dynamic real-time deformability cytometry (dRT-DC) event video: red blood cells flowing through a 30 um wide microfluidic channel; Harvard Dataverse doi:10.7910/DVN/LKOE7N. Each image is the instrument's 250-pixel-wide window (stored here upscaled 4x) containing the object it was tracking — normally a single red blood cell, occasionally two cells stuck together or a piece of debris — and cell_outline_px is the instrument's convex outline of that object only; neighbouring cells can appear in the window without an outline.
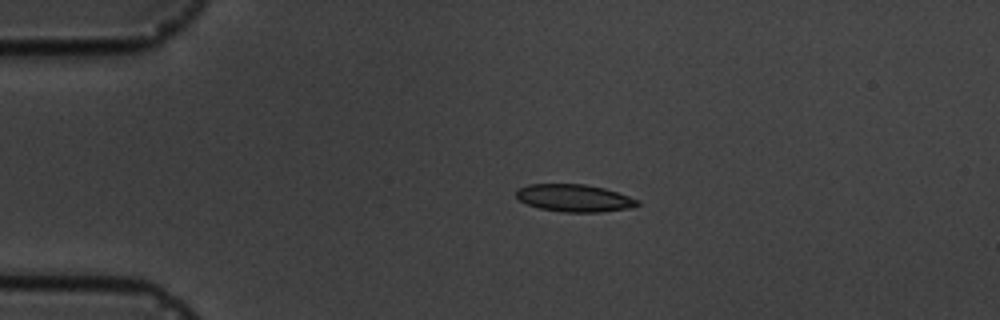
{"species": "common noctule bat (a hibernating species)", "species_latin": "Nyctalus noctula", "temperature_condition": "cold", "stored_images_in_passage": 5, "camera_frame_rate_fps": 3000, "um_per_image_px": 0.085, "animal": {"sex": "male", "body_mass_g": 19.5, "forearm_length_mm": 54.6}, "frame": {"image": 1, "passage_image": 4, "time_ms": 3.333, "image_size_px": [1000, 320], "cell_outline_px": [[640, 204], [632, 208], [600, 212], [564, 212], [540, 208], [528, 204], [520, 200], [516, 196], [516, 188], [528, 184], [584, 184], [604, 188], [640, 200]], "centroid_in_image_um": [48.82, 16.83], "position_along_channel_um": 36.2, "area_um2": 19.36}}